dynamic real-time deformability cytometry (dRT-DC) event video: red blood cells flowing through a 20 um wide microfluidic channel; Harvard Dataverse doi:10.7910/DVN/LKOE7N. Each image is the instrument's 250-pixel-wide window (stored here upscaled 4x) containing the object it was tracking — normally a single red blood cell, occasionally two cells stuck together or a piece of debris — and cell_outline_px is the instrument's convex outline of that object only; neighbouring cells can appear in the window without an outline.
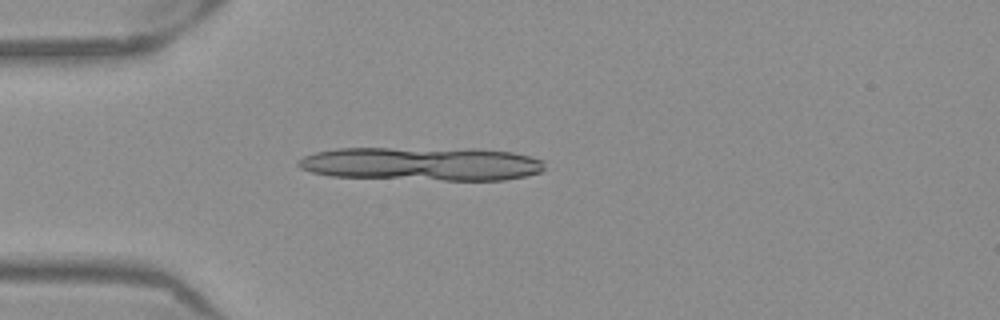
{"species": "Egyptian fruit bat (a non-hibernating species)", "species_latin": "Rousettus aegyptiacus", "temperature_condition": "warm", "stored_images_in_passage": 7, "camera_frame_rate_fps": 3000, "um_per_image_px": 0.085, "frame": {"image": 1, "passage_image": 1, "time_ms": 0.0, "image_size_px": [1000, 320], "cell_outline_px": [[440, 156], [424, 168], [412, 172], [384, 176], [356, 176], [328, 172], [364, 152], [400, 152]], "centroid_in_image_um": [32.66, 13.94], "position_along_channel_um": 52.3, "area_um2": 13.29}}